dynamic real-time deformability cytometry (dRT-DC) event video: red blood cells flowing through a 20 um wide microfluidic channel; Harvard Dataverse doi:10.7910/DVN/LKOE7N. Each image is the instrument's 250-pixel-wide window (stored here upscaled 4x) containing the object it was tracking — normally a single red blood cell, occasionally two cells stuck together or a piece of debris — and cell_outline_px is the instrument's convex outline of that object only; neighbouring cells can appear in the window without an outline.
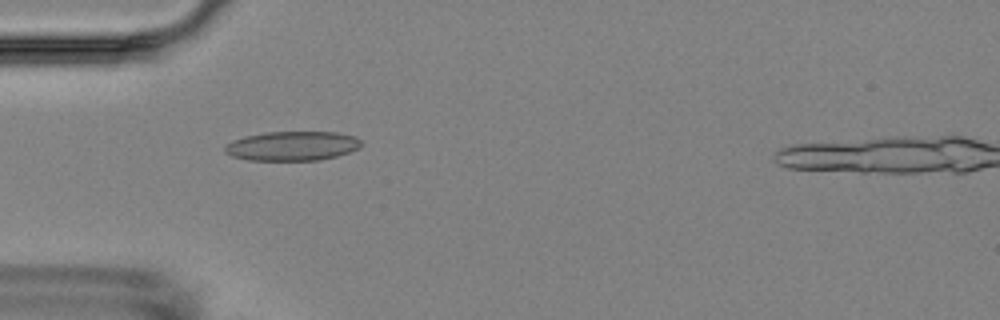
{"species": "Egyptian fruit bat (a non-hibernating species)", "species_latin": "Rousettus aegyptiacus", "temperature_condition": "room temperature", "stored_images_in_passage": 5, "camera_frame_rate_fps": 3000, "um_per_image_px": 0.085, "animal": {"sex": "female"}, "frame": {"image": 1, "passage_image": 5, "time_ms": 4.667, "image_size_px": [1000, 320], "cell_outline_px": [[364, 144], [360, 148], [336, 156], [320, 160], [248, 160], [232, 156], [224, 152], [224, 144], [232, 140], [244, 136], [264, 132], [336, 132], [356, 136]], "centroid_in_image_um": [24.83, 12.4], "position_along_channel_um": 60.2, "area_um2": 23.58}}